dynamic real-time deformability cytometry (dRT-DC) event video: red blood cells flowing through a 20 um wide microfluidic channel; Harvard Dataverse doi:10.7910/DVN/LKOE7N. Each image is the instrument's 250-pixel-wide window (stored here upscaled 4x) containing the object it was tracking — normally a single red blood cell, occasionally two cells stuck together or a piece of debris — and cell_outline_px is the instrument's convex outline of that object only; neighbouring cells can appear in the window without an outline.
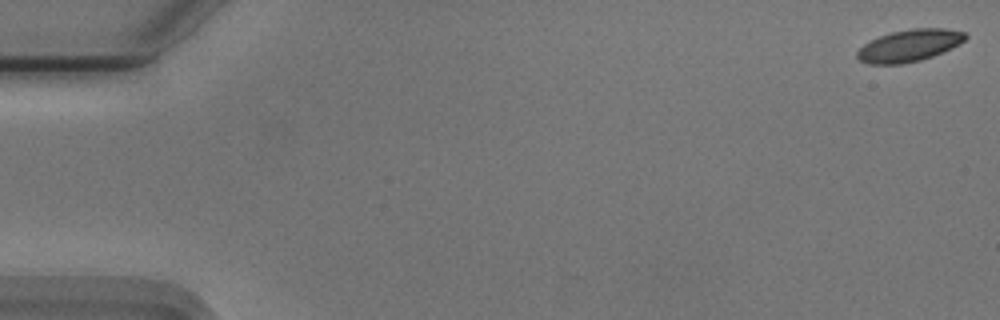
{"species": "Egyptian fruit bat (a non-hibernating species)", "species_latin": "Rousettus aegyptiacus", "temperature_condition": "cold", "stored_images_in_passage": 20, "camera_frame_rate_fps": 3000, "um_per_image_px": 0.085, "animal": {"sex": "male"}, "frame": {"image": 1, "passage_image": 1, "time_ms": 0.0, "image_size_px": [1000, 320], "cell_outline_px": [[968, 36], [964, 40], [952, 48], [932, 56], [920, 60], [904, 64], [868, 64], [860, 60], [856, 56], [856, 52], [864, 44], [880, 36], [892, 32], [912, 28], [944, 28], [964, 32]], "centroid_in_image_um": [77.28, 3.87], "position_along_channel_um": 7.7, "area_um2": 20.06}}
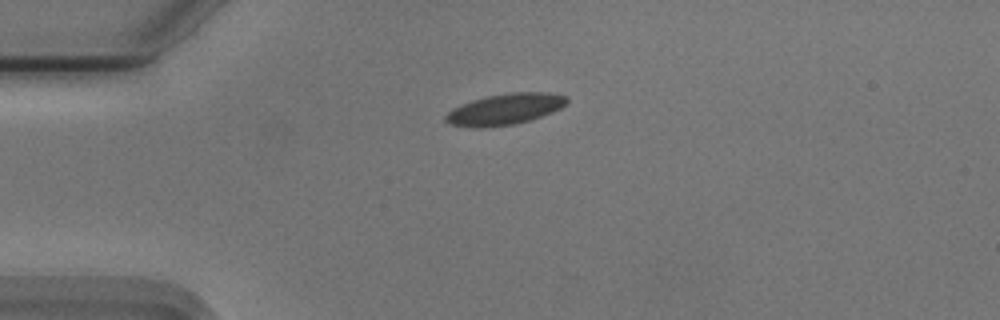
{"frame": {"image": 2, "passage_image": 14, "time_ms": 4.333, "image_size_px": [1000, 320], "cell_outline_px": [[568, 100], [560, 108], [552, 112], [528, 120], [512, 124], [476, 128], [472, 128], [448, 124], [444, 120], [444, 116], [452, 108], [460, 104], [472, 100], [488, 96], [512, 92], [548, 92], [568, 96]], "centroid_in_image_um": [42.87, 9.28], "position_along_channel_um": 42.1, "area_um2": 21.85}}
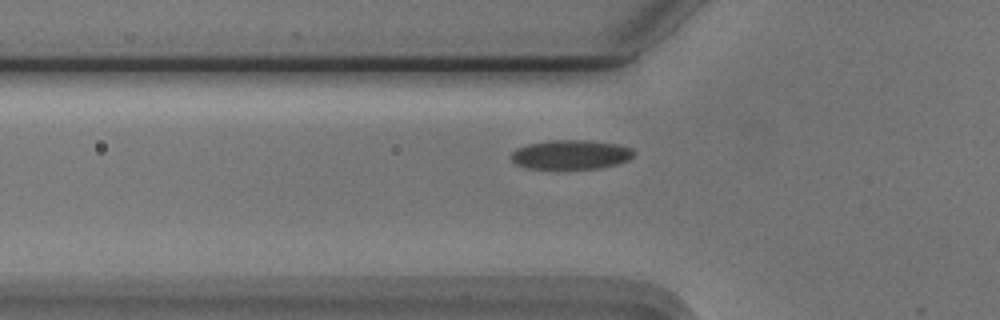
{"frame": {"image": 3, "passage_image": 19, "time_ms": 6.0, "image_size_px": [1000, 320], "cell_outline_px": [[636, 152], [628, 160], [616, 164], [596, 168], [528, 168], [516, 164], [508, 156], [516, 148], [528, 144], [548, 140], [588, 140], [616, 144], [632, 148]], "centroid_in_image_um": [48.49, 13.13], "position_along_channel_um": 77.3, "area_um2": 20.87}}